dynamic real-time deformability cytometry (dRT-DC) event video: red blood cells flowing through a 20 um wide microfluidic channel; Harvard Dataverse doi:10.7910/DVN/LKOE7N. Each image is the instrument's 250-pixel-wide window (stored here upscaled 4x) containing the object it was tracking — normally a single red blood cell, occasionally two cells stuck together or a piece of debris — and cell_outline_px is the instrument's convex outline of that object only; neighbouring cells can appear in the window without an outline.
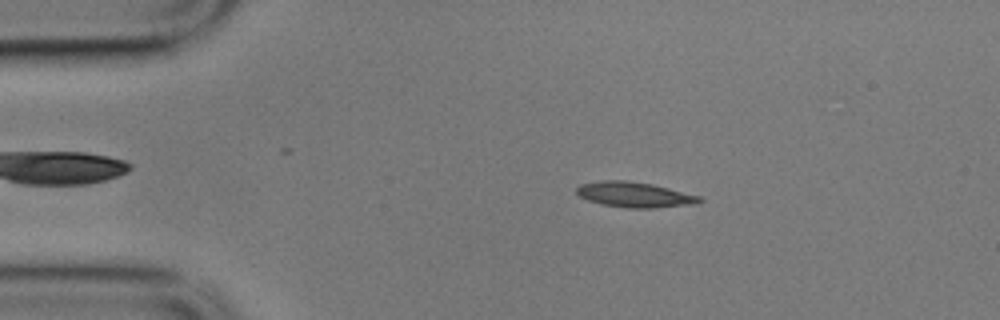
{"species": "common noctule bat (a hibernating species)", "species_latin": "Nyctalus noctula", "temperature_condition": "cold", "stored_images_in_passage": 55, "camera_frame_rate_fps": 3000, "um_per_image_px": 0.085, "animal": {"sex": "male", "body_mass_g": 17.9}, "frame": {"image": 1, "passage_image": 9, "time_ms": 2.667, "image_size_px": [1000, 320], "cell_outline_px": [[704, 200], [696, 204], [656, 208], [624, 208], [604, 204], [588, 200], [580, 196], [576, 192], [576, 188], [580, 184], [600, 180], [628, 180], [652, 184], [700, 196]], "centroid_in_image_um": [53.95, 16.54], "position_along_channel_um": 31.1, "area_um2": 18.21}}
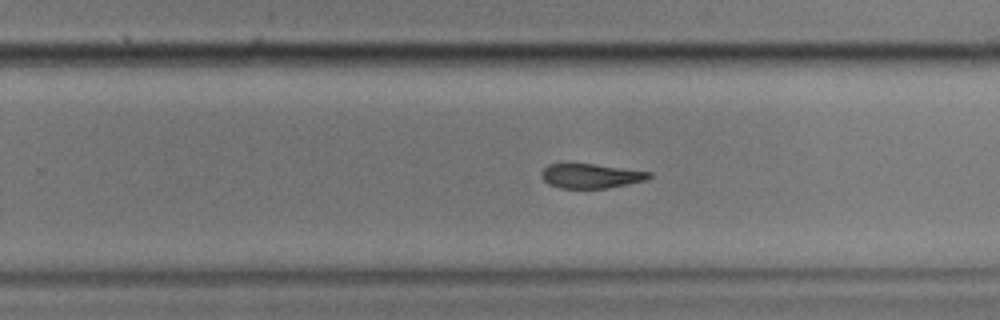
{"frame": {"image": 2, "passage_image": 34, "time_ms": 11.0, "image_size_px": [1000, 320], "cell_outline_px": [[652, 176], [644, 180], [628, 184], [608, 188], [560, 188], [548, 184], [544, 180], [540, 172], [548, 164], [564, 160], [568, 160], [652, 172]], "centroid_in_image_um": [50.14, 14.9], "position_along_channel_um": 279.7, "area_um2": 16.07}}
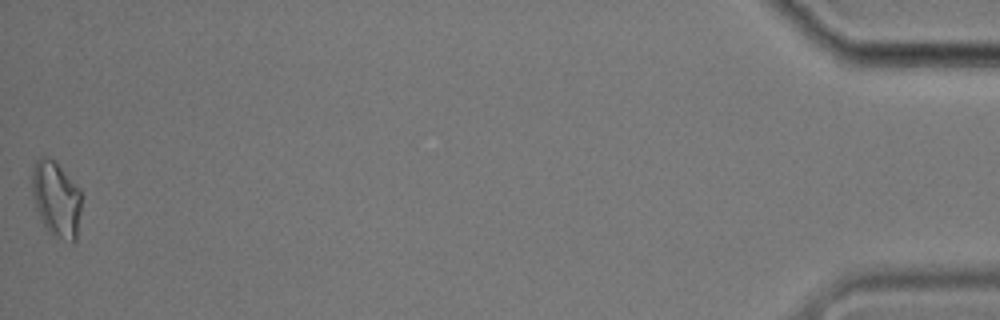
{"frame": {"image": 3, "passage_image": 55, "time_ms": 18.0, "image_size_px": [1000, 320], "cell_outline_px": [[80, 212], [76, 240], [72, 244], [56, 236], [44, 224], [36, 208], [32, 192], [32, 172], [36, 160], [40, 156], [48, 156], [56, 160], [80, 188]], "centroid_in_image_um": [4.79, 16.86], "position_along_channel_um": 430.4, "area_um2": 21.79}, "authors_computed_cell_mechanics": {"area_um2": 17.2822, "velocity_mm_per_s": 3.5117, "shape_relaxation_time_tau1_ms": 9.8131, "shape_relaxation_time_tau2_ms": 6.9576, "deformation_change_tau1": 0.2083, "deformation_change_tau2": 0.1594}}